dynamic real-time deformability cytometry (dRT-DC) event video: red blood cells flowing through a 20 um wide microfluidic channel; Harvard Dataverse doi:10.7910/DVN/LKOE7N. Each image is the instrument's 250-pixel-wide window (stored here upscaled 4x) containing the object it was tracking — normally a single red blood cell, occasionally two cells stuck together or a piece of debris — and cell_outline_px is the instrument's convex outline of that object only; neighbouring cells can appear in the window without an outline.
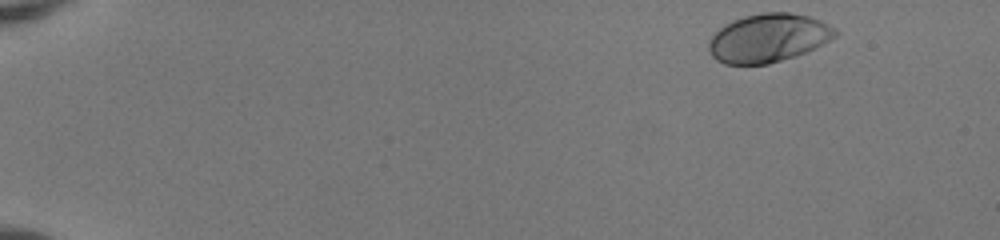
{"species": "human", "species_latin": "Homo sapiens", "temperature_condition": "room temperature", "stored_images_in_passage": 47, "camera_frame_rate_fps": 3000, "um_per_image_px": 0.085, "donor": {"sex": "female"}, "frame": {"image": 1, "passage_image": 1, "time_ms": 0.0, "image_size_px": [1000, 240], "cell_outline_px": [[836, 36], [796, 56], [768, 64], [724, 64], [716, 60], [712, 56], [708, 48], [708, 44], [712, 36], [724, 24], [732, 20], [744, 16], [764, 12], [788, 12], [808, 16], [820, 20], [836, 28]], "centroid_in_image_um": [65.27, 3.22], "position_along_channel_um": 19.7, "area_um2": 35.49}}
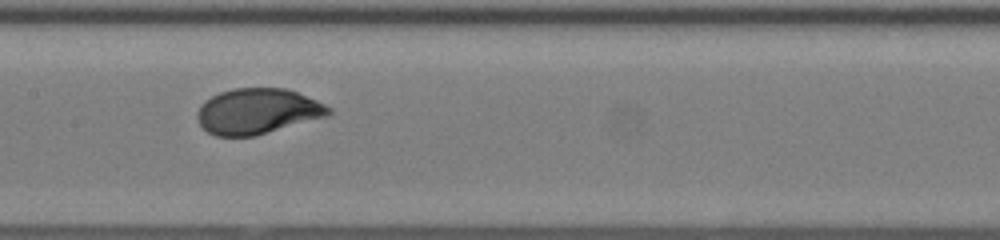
{"frame": {"image": 2, "passage_image": 24, "time_ms": 7.667, "image_size_px": [1000, 240], "cell_outline_px": [[332, 112], [328, 116], [256, 136], [216, 136], [208, 132], [200, 124], [196, 116], [196, 112], [200, 104], [204, 100], [220, 92], [232, 88], [284, 88], [296, 92], [316, 100], [332, 108]], "centroid_in_image_um": [21.87, 9.46], "position_along_channel_um": 185.5, "area_um2": 35.03}}
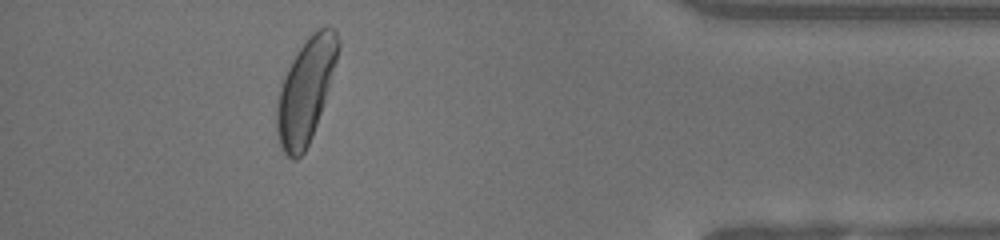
{"frame": {"image": 3, "passage_image": 43, "time_ms": 14.0, "image_size_px": [1000, 240], "cell_outline_px": [[340, 48], [328, 88], [312, 136], [304, 152], [296, 160], [292, 160], [284, 152], [280, 144], [276, 132], [276, 108], [280, 88], [284, 76], [292, 60], [300, 48], [312, 32], [328, 24], [336, 32], [340, 40]], "centroid_in_image_um": [25.98, 7.69], "position_along_channel_um": 409.2, "area_um2": 36.47}, "authors_computed_cell_mechanics": {"area_um2": 35.0268, "velocity_mm_per_s": 4.0681, "shape_relaxation_time_tau1_ms": 2.1158, "shape_relaxation_time_tau2_ms": null, "deformation_change_tau1": 0.1398, "deformation_change_tau2": null}}